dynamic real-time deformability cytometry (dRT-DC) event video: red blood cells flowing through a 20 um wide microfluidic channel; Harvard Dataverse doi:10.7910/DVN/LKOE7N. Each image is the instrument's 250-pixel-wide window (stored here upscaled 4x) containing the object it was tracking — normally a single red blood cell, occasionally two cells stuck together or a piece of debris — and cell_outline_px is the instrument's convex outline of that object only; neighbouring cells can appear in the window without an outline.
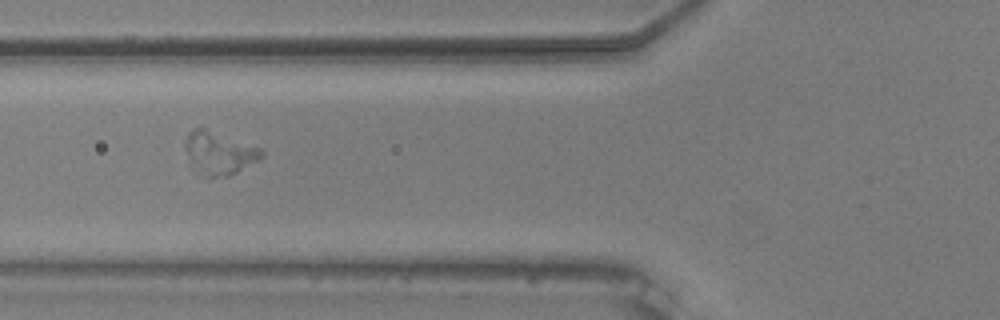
{"species": "common noctule bat (a hibernating species)", "species_latin": "Nyctalus noctula", "temperature_condition": "warm", "stored_images_in_passage": 5, "camera_frame_rate_fps": 3000, "um_per_image_px": 0.085, "animal": {"sex": "male", "body_mass_g": 20.5, "forearm_length_mm": 52.5}, "frame": {"image": 1, "passage_image": 3, "time_ms": 0.667, "image_size_px": [1000, 320], "cell_outline_px": [[264, 156], [260, 160], [228, 176], [208, 176], [196, 172], [184, 148], [184, 144], [188, 132], [192, 128], [200, 124], [260, 148], [264, 152]], "centroid_in_image_um": [18.6, 12.94], "position_along_channel_um": 107.2, "area_um2": 19.48}}
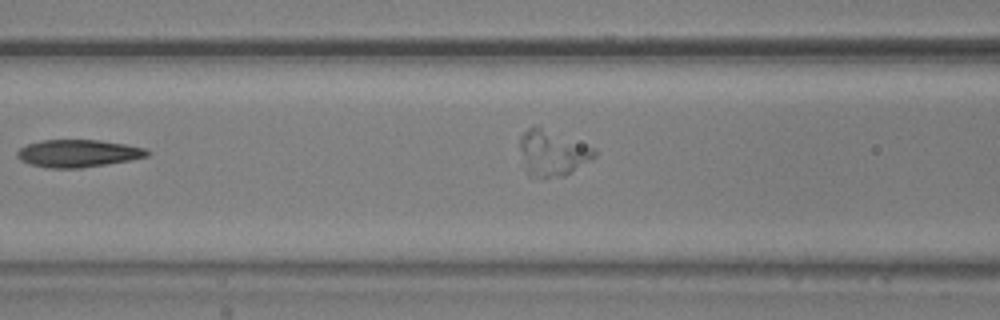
{"frame": {"image": 2, "passage_image": 4, "time_ms": 1.0, "image_size_px": [1000, 320], "cell_outline_px": [[152, 152], [148, 156], [132, 160], [80, 168], [44, 168], [28, 164], [20, 160], [16, 156], [16, 152], [20, 148], [28, 144], [40, 140], [100, 140], [124, 144], [144, 148]], "centroid_in_image_um": [6.61, 13.04], "position_along_channel_um": 160.0, "area_um2": 20.98}}